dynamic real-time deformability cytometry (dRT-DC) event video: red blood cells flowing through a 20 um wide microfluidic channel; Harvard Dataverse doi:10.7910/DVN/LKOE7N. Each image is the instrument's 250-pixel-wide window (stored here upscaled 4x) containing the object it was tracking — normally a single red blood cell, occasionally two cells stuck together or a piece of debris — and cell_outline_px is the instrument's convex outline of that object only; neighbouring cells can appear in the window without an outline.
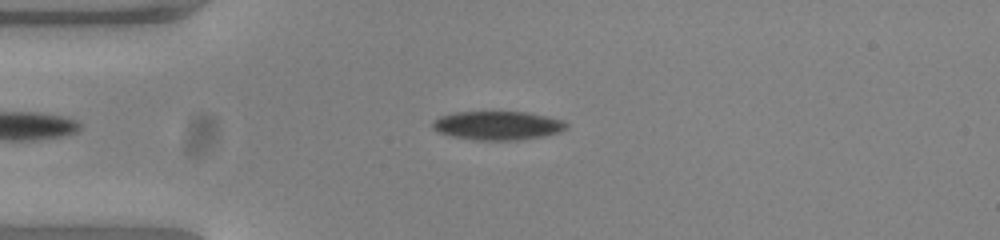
{"species": "common noctule bat (a hibernating species)", "species_latin": "Nyctalus noctula", "temperature_condition": "warm", "stored_images_in_passage": 47, "camera_frame_rate_fps": 3000, "um_per_image_px": 0.085, "animal": {"sex": "female", "body_mass_g": 23.0, "forearm_length_mm": 53.4}, "frame": {"image": 1, "passage_image": 11, "time_ms": 3.333, "image_size_px": [1000, 240], "cell_outline_px": [[568, 128], [560, 132], [544, 136], [516, 140], [476, 140], [452, 136], [440, 132], [432, 128], [432, 124], [440, 116], [456, 112], [524, 112], [548, 116], [560, 120], [568, 124]], "centroid_in_image_um": [42.33, 10.67], "position_along_channel_um": 42.7, "area_um2": 22.25}}
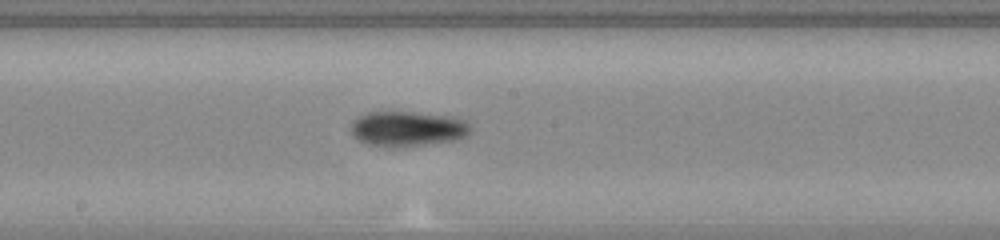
{"frame": {"image": 2, "passage_image": 26, "time_ms": 8.333, "image_size_px": [1000, 240], "cell_outline_px": [[472, 128], [468, 136], [456, 140], [396, 148], [388, 148], [372, 144], [360, 140], [352, 132], [352, 124], [360, 116], [368, 112], [412, 112], [452, 116], [464, 120]], "centroid_in_image_um": [34.71, 10.95], "position_along_channel_um": 213.5, "area_um2": 24.33}}
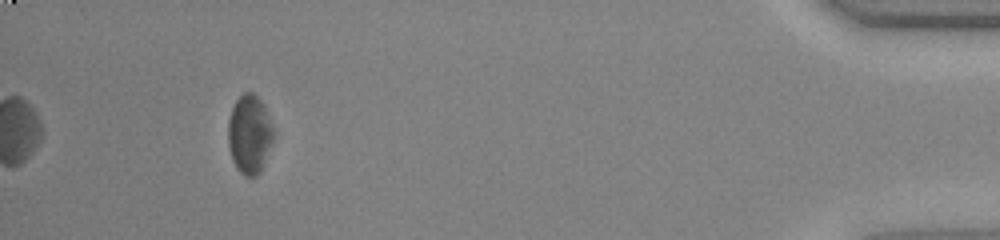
{"frame": {"image": 3, "passage_image": 47, "time_ms": 15.333, "image_size_px": [1000, 240], "cell_outline_px": [[276, 136], [260, 172], [256, 176], [244, 176], [236, 168], [232, 160], [228, 144], [228, 120], [232, 108], [236, 100], [244, 92], [252, 92], [264, 104], [276, 132]], "centroid_in_image_um": [21.24, 11.42], "position_along_channel_um": 414.0, "area_um2": 21.27}, "authors_computed_cell_mechanics": {"area_um2": 22.4264, "velocity_mm_per_s": 3.8426, "shape_relaxation_time_tau1_ms": 3.0098, "shape_relaxation_time_tau2_ms": null, "deformation_change_tau1": 0.1081, "deformation_change_tau2": null}}